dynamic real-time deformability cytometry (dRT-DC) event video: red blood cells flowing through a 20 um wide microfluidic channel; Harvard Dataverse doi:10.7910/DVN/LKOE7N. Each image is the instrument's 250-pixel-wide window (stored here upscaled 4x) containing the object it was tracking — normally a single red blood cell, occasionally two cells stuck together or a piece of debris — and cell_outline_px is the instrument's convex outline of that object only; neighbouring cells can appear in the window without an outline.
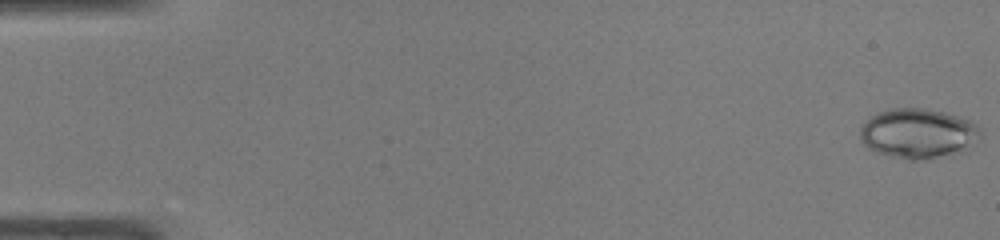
{"species": "common noctule bat (a hibernating species)", "species_latin": "Nyctalus noctula", "temperature_condition": "warm", "stored_images_in_passage": 48, "camera_frame_rate_fps": 3000, "um_per_image_px": 0.085, "animal": {"sex": "male", "body_mass_g": 19.0, "forearm_length_mm": 50.8}, "frame": {"image": 1, "passage_image": 1, "time_ms": 0.0, "image_size_px": [1000, 240], "cell_outline_px": [[980, 140], [968, 152], [920, 160], [908, 160], [876, 152], [868, 148], [860, 140], [860, 128], [872, 116], [880, 112], [892, 108], [924, 108], [944, 112], [968, 120], [976, 124], [980, 128]], "centroid_in_image_um": [78.1, 11.37], "position_along_channel_um": 6.9, "area_um2": 35.32}}
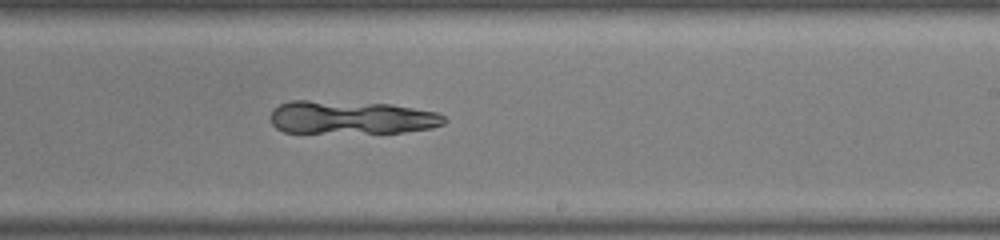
{"frame": {"image": 2, "passage_image": 30, "time_ms": 9.667, "image_size_px": [1000, 240], "cell_outline_px": [[448, 120], [444, 124], [432, 128], [404, 132], [284, 132], [276, 128], [272, 124], [268, 116], [272, 108], [280, 104], [292, 100], [308, 100], [392, 104], [436, 112], [444, 116]], "centroid_in_image_um": [29.83, 9.97], "position_along_channel_um": 259.2, "area_um2": 33.81}}
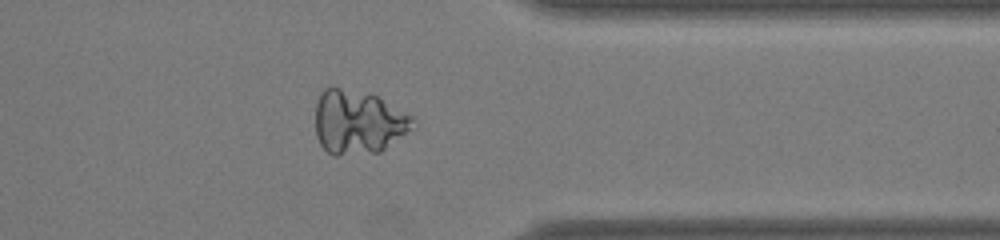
{"frame": {"image": 3, "passage_image": 39, "time_ms": 12.667, "image_size_px": [1000, 240], "cell_outline_px": [[416, 120], [404, 132], [380, 152], [336, 156], [332, 156], [320, 144], [316, 136], [316, 100], [320, 92], [324, 88], [332, 84], [368, 92], [376, 96], [412, 116]], "centroid_in_image_um": [30.34, 10.33], "position_along_channel_um": 381.1, "area_um2": 36.41}}